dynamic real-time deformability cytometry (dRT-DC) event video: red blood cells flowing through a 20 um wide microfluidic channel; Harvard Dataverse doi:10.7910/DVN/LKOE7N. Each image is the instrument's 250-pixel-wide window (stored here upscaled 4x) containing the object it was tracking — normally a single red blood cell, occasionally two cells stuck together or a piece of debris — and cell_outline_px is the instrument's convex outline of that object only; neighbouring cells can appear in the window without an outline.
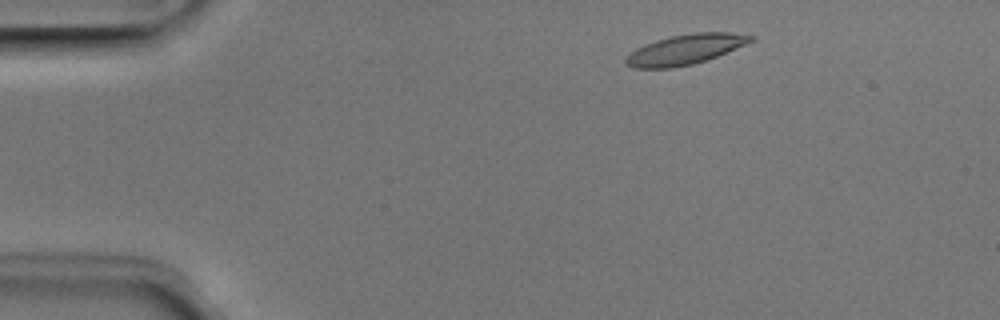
{"species": "Egyptian fruit bat (a non-hibernating species)", "species_latin": "Rousettus aegyptiacus", "temperature_condition": "room temperature", "stored_images_in_passage": 46, "camera_frame_rate_fps": 3000, "um_per_image_px": 0.085, "animal": {"sex": "male"}, "frame": {"image": 1, "passage_image": 3, "time_ms": 0.667, "image_size_px": [1000, 320], "cell_outline_px": [[756, 40], [716, 56], [692, 64], [672, 68], [632, 68], [624, 64], [624, 60], [636, 48], [644, 44], [656, 40], [672, 36], [696, 32], [732, 32], [756, 36]], "centroid_in_image_um": [58.25, 4.2], "position_along_channel_um": 26.7, "area_um2": 21.79}}
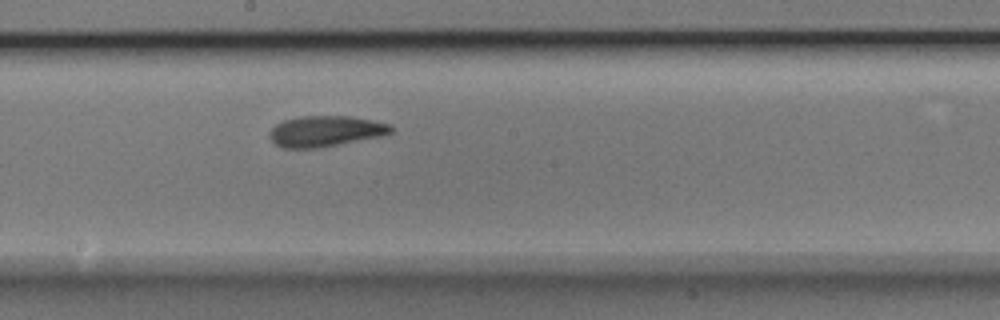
{"frame": {"image": 2, "passage_image": 23, "time_ms": 7.333, "image_size_px": [1000, 320], "cell_outline_px": [[392, 132], [380, 136], [316, 148], [284, 148], [276, 144], [268, 136], [268, 132], [276, 124], [284, 120], [296, 116], [348, 116], [372, 120], [392, 124]], "centroid_in_image_um": [27.63, 11.14], "position_along_channel_um": 220.6, "area_um2": 21.68}}
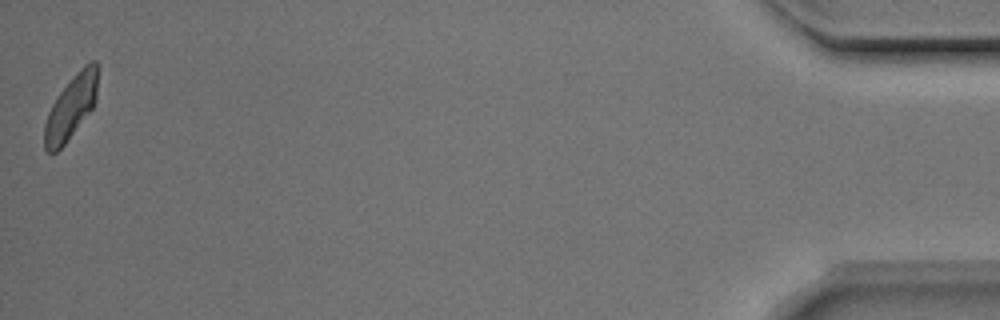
{"frame": {"image": 3, "passage_image": 46, "time_ms": 15.0, "image_size_px": [1000, 320], "cell_outline_px": [[100, 64], [96, 96], [92, 108], [64, 144], [56, 152], [48, 152], [44, 148], [44, 124], [48, 112], [56, 96], [72, 76], [84, 64], [92, 60], [96, 60]], "centroid_in_image_um": [6.05, 9.03], "position_along_channel_um": 429.1, "area_um2": 19.88}, "authors_computed_cell_mechanics": {"area_um2": 21.2993, "velocity_mm_per_s": 3.9293, "shape_relaxation_time_tau1_ms": 3.989, "shape_relaxation_time_tau2_ms": 2.471, "deformation_change_tau1": 0.1424, "deformation_change_tau2": 0.0966}}